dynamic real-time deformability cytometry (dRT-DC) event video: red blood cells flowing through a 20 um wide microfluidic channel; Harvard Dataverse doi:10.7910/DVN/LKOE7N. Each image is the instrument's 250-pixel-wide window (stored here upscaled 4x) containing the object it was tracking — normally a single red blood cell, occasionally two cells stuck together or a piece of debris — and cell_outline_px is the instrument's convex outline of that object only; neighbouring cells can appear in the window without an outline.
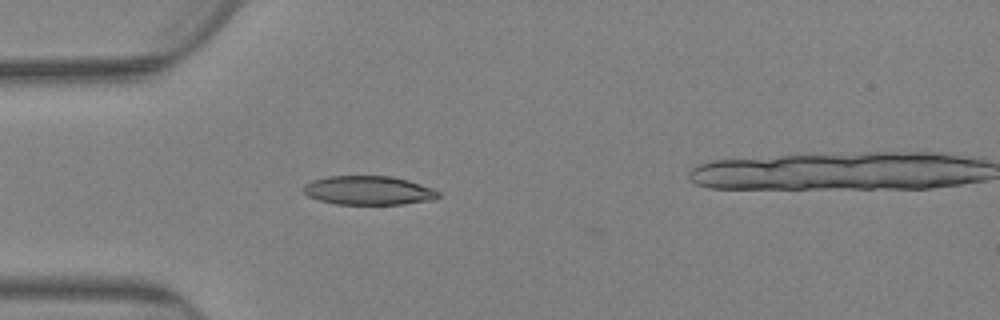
{"species": "Egyptian fruit bat (a non-hibernating species)", "species_latin": "Rousettus aegyptiacus", "temperature_condition": "warm", "stored_images_in_passage": 3, "camera_frame_rate_fps": 3000, "um_per_image_px": 0.085, "animal": {"sex": "female"}, "frame": {"image": 1, "passage_image": 1, "time_ms": 0.0, "image_size_px": [1000, 320], "cell_outline_px": [[440, 196], [436, 200], [404, 204], [336, 204], [320, 200], [308, 196], [300, 188], [304, 184], [312, 180], [328, 176], [392, 176], [408, 180], [432, 188], [440, 192]], "centroid_in_image_um": [31.33, 16.19], "position_along_channel_um": 53.7, "area_um2": 22.95}}